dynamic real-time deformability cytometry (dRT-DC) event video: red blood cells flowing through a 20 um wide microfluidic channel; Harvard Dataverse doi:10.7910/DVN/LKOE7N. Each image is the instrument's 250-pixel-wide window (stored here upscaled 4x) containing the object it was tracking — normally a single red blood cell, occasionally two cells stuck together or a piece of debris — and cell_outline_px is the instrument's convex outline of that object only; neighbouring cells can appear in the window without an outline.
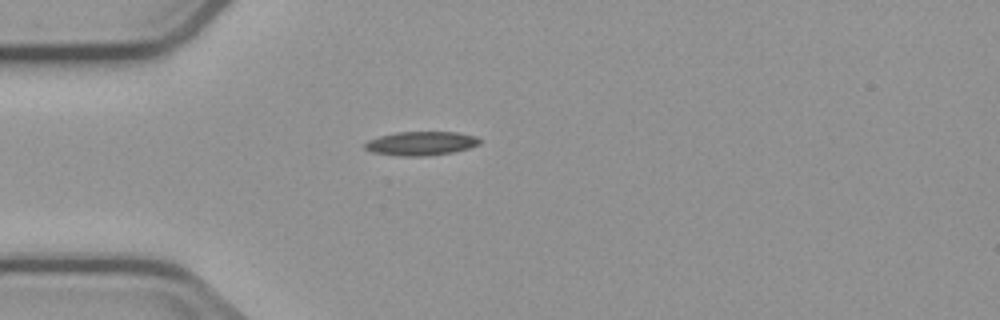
{"species": "common noctule bat (a hibernating species)", "species_latin": "Nyctalus noctula", "temperature_condition": "cold", "stored_images_in_passage": 2, "camera_frame_rate_fps": 3000, "um_per_image_px": 0.085, "animal": {"sex": "male", "body_mass_g": 23.1, "forearm_length_mm": 52.7}, "frame": {"image": 1, "passage_image": 1, "time_ms": 0.0, "image_size_px": [1000, 320], "cell_outline_px": [[480, 144], [468, 148], [452, 152], [420, 156], [404, 156], [372, 152], [364, 148], [364, 144], [368, 140], [380, 136], [396, 132], [456, 132], [476, 136], [480, 140]], "centroid_in_image_um": [35.77, 12.18], "position_along_channel_um": 49.2, "area_um2": 15.78}}